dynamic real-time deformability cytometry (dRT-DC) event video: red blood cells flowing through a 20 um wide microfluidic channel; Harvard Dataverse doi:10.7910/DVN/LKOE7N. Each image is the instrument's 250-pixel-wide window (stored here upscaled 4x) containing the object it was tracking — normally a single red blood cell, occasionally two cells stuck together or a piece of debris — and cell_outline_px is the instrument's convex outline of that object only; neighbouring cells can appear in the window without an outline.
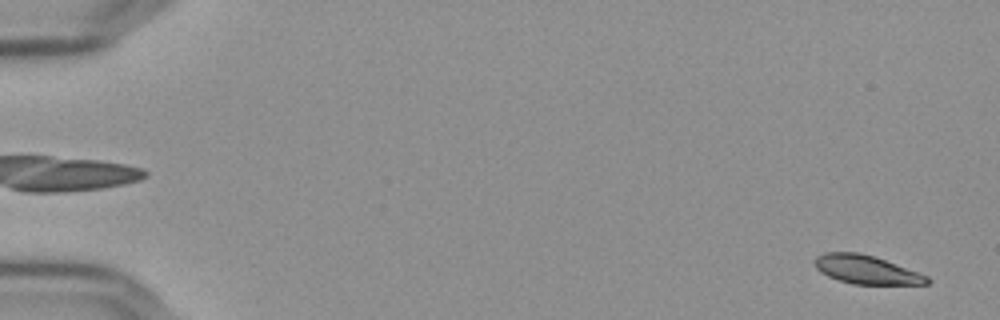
{"species": "Egyptian fruit bat (a non-hibernating species)", "species_latin": "Rousettus aegyptiacus", "temperature_condition": "cold", "stored_images_in_passage": 57, "camera_frame_rate_fps": 3000, "um_per_image_px": 0.085, "frame": {"image": 1, "passage_image": 2, "time_ms": 0.333, "image_size_px": [1000, 320], "cell_outline_px": [[932, 280], [928, 284], [852, 284], [828, 276], [820, 272], [816, 268], [812, 260], [816, 256], [824, 252], [856, 252], [872, 256], [884, 260], [928, 276]], "centroid_in_image_um": [73.59, 22.92], "position_along_channel_um": 11.4, "area_um2": 18.55}}
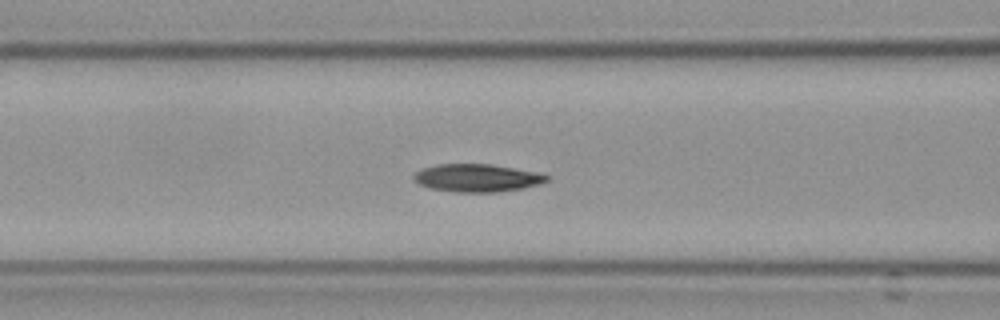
{"frame": {"image": 2, "passage_image": 24, "time_ms": 7.667, "image_size_px": [1000, 320], "cell_outline_px": [[552, 176], [548, 180], [540, 184], [524, 188], [496, 192], [456, 192], [428, 188], [412, 180], [412, 176], [420, 168], [436, 164], [492, 164], [540, 172]], "centroid_in_image_um": [40.56, 15.12], "position_along_channel_um": 126.0, "area_um2": 21.96}}
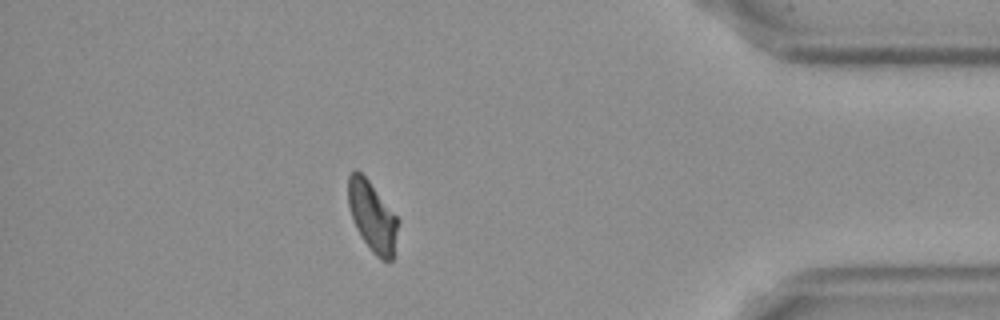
{"frame": {"image": 3, "passage_image": 50, "time_ms": 16.333, "image_size_px": [1000, 320], "cell_outline_px": [[400, 220], [392, 260], [380, 260], [372, 252], [360, 236], [352, 220], [348, 204], [348, 176], [356, 168], [368, 180]], "centroid_in_image_um": [31.64, 18.41], "position_along_channel_um": 403.6, "area_um2": 20.4}}